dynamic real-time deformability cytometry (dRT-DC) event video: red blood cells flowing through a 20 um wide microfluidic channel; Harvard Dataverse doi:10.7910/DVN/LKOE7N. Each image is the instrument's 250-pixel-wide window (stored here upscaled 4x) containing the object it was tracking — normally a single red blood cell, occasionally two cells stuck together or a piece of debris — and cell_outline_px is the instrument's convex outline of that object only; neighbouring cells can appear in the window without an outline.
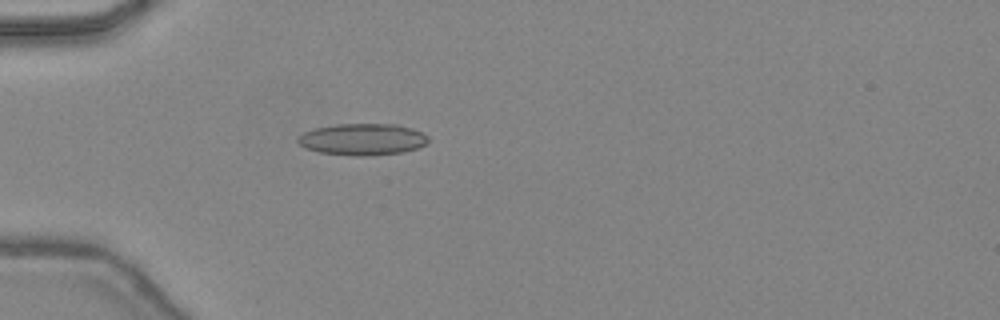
{"species": "common noctule bat (a hibernating species)", "species_latin": "Nyctalus noctula", "temperature_condition": "warm", "stored_images_in_passage": 28, "camera_frame_rate_fps": 3000, "um_per_image_px": 0.085, "animal": {"sex": "female", "body_mass_g": 24.6, "forearm_length_mm": 56.2}, "frame": {"image": 1, "passage_image": 1, "time_ms": 0.0, "image_size_px": [1000, 320], "cell_outline_px": [[428, 140], [424, 144], [416, 148], [404, 152], [372, 156], [356, 156], [320, 152], [304, 148], [296, 140], [304, 132], [316, 128], [336, 124], [396, 124], [412, 128], [428, 136]], "centroid_in_image_um": [30.81, 11.85], "position_along_channel_um": 54.2, "area_um2": 23.99}}
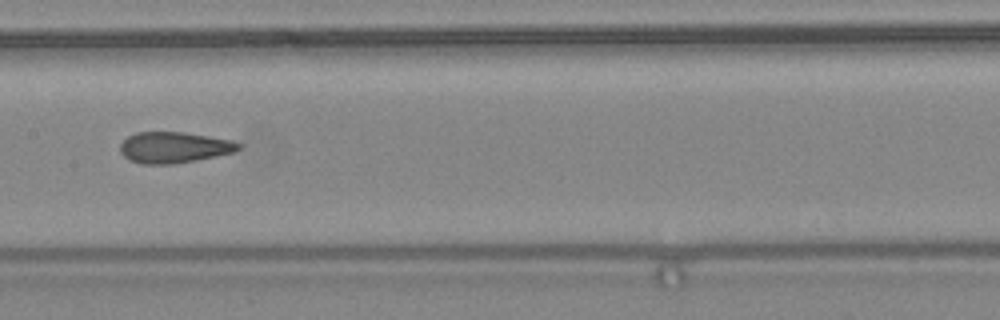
{"frame": {"image": 2, "passage_image": 11, "time_ms": 3.333, "image_size_px": [1000, 320], "cell_outline_px": [[240, 148], [236, 152], [196, 160], [172, 164], [144, 164], [128, 160], [120, 152], [120, 144], [128, 136], [136, 132], [184, 132], [232, 140], [240, 144]], "centroid_in_image_um": [14.78, 12.53], "position_along_channel_um": 192.6, "area_um2": 21.44}}
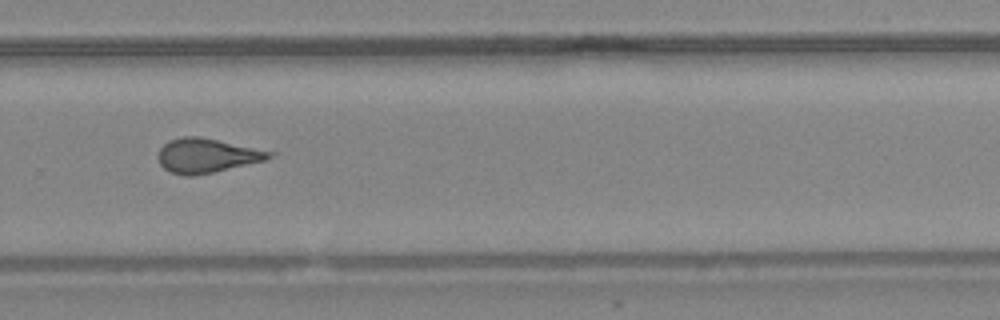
{"frame": {"image": 3, "passage_image": 19, "time_ms": 6.0, "image_size_px": [1000, 320], "cell_outline_px": [[280, 152], [276, 156], [268, 160], [212, 172], [192, 176], [184, 176], [172, 172], [164, 168], [160, 164], [156, 156], [160, 148], [168, 140], [184, 136], [200, 136]], "centroid_in_image_um": [17.66, 13.2], "position_along_channel_um": 312.1, "area_um2": 22.77}, "authors_computed_cell_mechanics": {"area_um2": 21.7906, "velocity_mm_per_s": 4.509, "shape_relaxation_time_tau1_ms": 5.5104, "shape_relaxation_time_tau2_ms": 1.4931, "deformation_change_tau1": 0.1265, "deformation_change_tau2": 0.113}}